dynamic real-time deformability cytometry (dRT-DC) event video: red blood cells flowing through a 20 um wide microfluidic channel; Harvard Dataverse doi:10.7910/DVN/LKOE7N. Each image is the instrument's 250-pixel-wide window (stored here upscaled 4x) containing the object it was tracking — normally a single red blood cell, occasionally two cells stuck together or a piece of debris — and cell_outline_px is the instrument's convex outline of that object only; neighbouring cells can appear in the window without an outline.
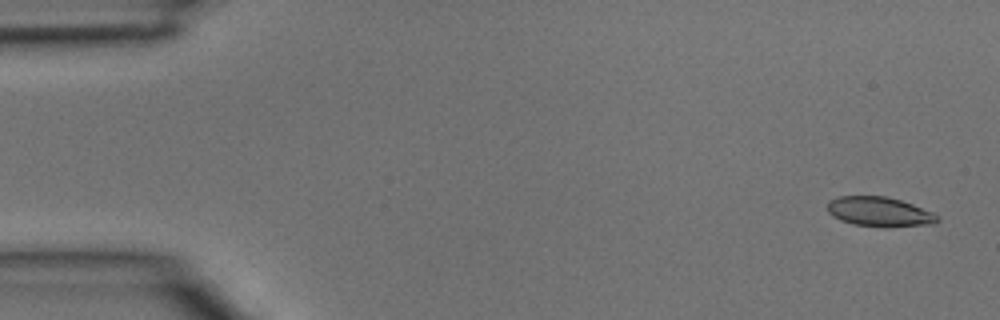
{"species": "common noctule bat (a hibernating species)", "species_latin": "Nyctalus noctula", "temperature_condition": "room temperature", "stored_images_in_passage": 4, "camera_frame_rate_fps": 3000, "um_per_image_px": 0.085, "animal": {"sex": "male", "body_mass_g": 15.6}, "frame": {"image": 1, "passage_image": 1, "time_ms": 0.0, "image_size_px": [1000, 320], "cell_outline_px": [[940, 220], [936, 224], [884, 228], [852, 224], [840, 220], [832, 216], [828, 212], [828, 200], [840, 196], [884, 196], [900, 200], [912, 204], [932, 212], [940, 216]], "centroid_in_image_um": [74.77, 18.02], "position_along_channel_um": 10.2, "area_um2": 19.31}}
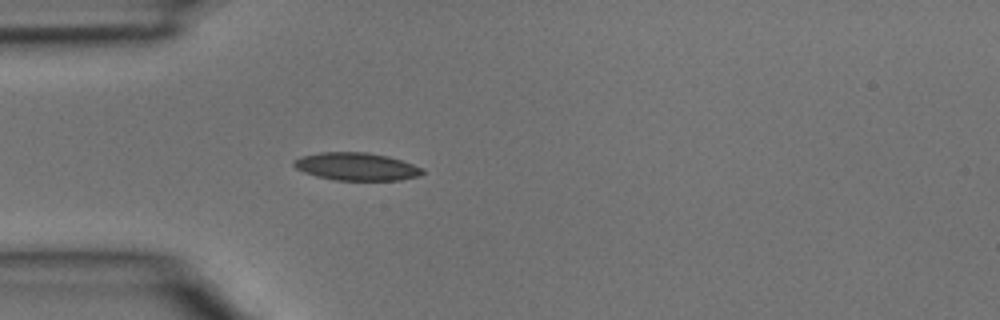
{"frame": {"image": 2, "passage_image": 4, "time_ms": 1.0, "image_size_px": [1000, 320], "cell_outline_px": [[424, 172], [420, 176], [400, 180], [336, 180], [316, 176], [304, 172], [296, 168], [292, 164], [292, 160], [300, 156], [320, 152], [368, 152], [388, 156], [424, 168]], "centroid_in_image_um": [30.28, 14.15], "position_along_channel_um": 54.7, "area_um2": 20.92}}